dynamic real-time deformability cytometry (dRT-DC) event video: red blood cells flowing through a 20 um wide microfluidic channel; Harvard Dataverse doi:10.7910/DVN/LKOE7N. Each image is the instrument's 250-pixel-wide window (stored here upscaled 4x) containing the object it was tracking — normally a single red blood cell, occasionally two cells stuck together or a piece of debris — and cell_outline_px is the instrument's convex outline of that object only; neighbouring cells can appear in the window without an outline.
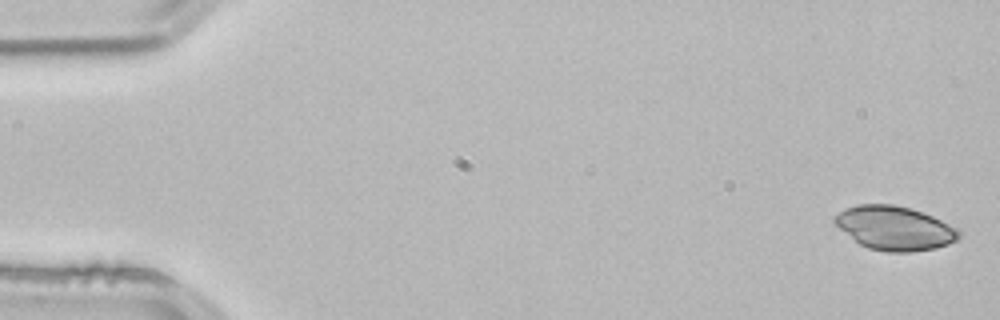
{"species": "common noctule bat (a hibernating species)", "species_latin": "Nyctalus noctula", "temperature_condition": "room temperature", "stored_images_in_passage": 3, "camera_frame_rate_fps": 3000, "um_per_image_px": 0.085, "animal": {"sex": "male", "body_mass_g": 21.5, "forearm_length_mm": 52.0}, "frame": {"image": 1, "passage_image": 1, "time_ms": 0.0, "image_size_px": [1000, 320], "cell_outline_px": [[960, 236], [956, 240], [948, 244], [936, 248], [912, 252], [884, 252], [868, 248], [860, 244], [840, 228], [832, 220], [844, 208], [860, 204], [892, 204], [908, 208], [932, 216], [956, 228], [960, 232]], "centroid_in_image_um": [76.04, 19.4], "position_along_channel_um": 9.0, "area_um2": 31.44}}